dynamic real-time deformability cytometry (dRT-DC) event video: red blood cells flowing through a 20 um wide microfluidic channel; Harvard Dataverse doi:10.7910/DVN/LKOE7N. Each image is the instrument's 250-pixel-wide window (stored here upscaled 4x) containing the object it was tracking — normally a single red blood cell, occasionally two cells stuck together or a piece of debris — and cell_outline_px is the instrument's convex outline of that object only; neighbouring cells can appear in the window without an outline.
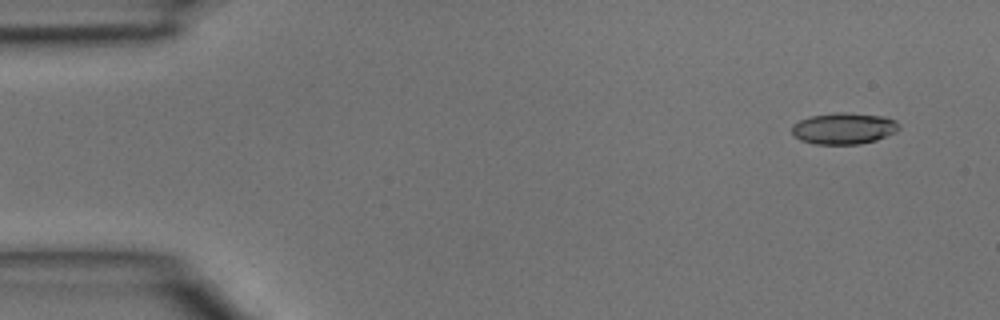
{"species": "common noctule bat (a hibernating species)", "species_latin": "Nyctalus noctula", "temperature_condition": "room temperature", "stored_images_in_passage": 5, "camera_frame_rate_fps": 3000, "um_per_image_px": 0.085, "animal": {"sex": "male", "body_mass_g": 15.6}, "frame": {"image": 1, "passage_image": 1, "time_ms": 0.0, "image_size_px": [1000, 320], "cell_outline_px": [[900, 128], [896, 132], [876, 140], [860, 144], [816, 144], [800, 140], [792, 132], [792, 124], [800, 120], [812, 116], [836, 112], [848, 112], [884, 116], [896, 120]], "centroid_in_image_um": [71.75, 10.91], "position_along_channel_um": 13.3, "area_um2": 19.65}}
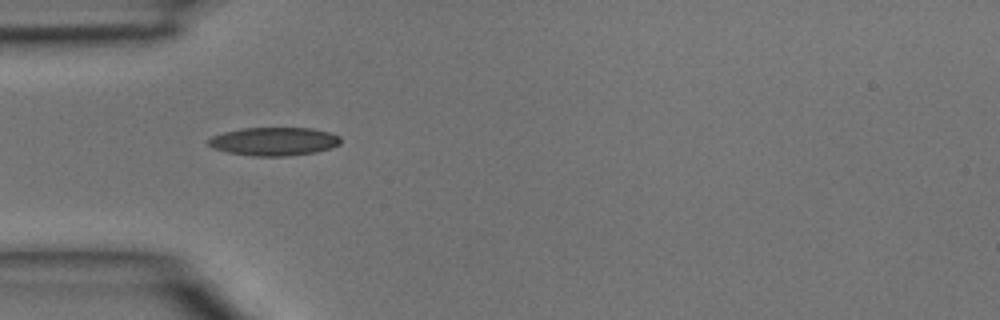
{"frame": {"image": 2, "passage_image": 4, "time_ms": 1.0, "image_size_px": [1000, 320], "cell_outline_px": [[340, 144], [332, 148], [316, 152], [288, 156], [252, 156], [228, 152], [212, 148], [208, 144], [208, 140], [212, 136], [224, 132], [244, 128], [312, 128], [328, 132], [340, 136]], "centroid_in_image_um": [23.3, 12.02], "position_along_channel_um": 61.7, "area_um2": 21.85}}